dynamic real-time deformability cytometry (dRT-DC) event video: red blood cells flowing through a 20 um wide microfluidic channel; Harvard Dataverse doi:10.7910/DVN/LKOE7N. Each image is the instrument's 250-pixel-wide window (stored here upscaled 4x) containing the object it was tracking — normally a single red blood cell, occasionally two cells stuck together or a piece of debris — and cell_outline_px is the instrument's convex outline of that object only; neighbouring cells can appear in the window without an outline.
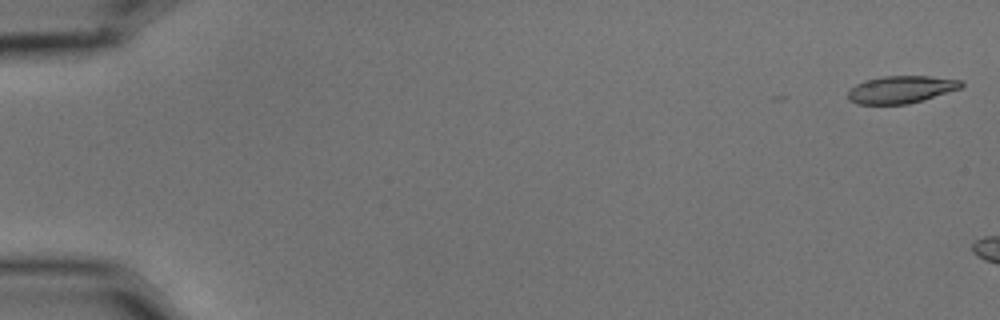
{"species": "common noctule bat (a hibernating species)", "species_latin": "Nyctalus noctula", "temperature_condition": "cold", "stored_images_in_passage": 4, "camera_frame_rate_fps": 3000, "um_per_image_px": 0.085, "animal": {"sex": "male", "body_mass_g": 15.6}, "frame": {"image": 1, "passage_image": 1, "time_ms": 0.0, "image_size_px": [1000, 320], "cell_outline_px": [[964, 84], [960, 88], [924, 100], [908, 104], [856, 104], [848, 100], [848, 92], [856, 84], [864, 80], [884, 76], [928, 76], [964, 80]], "centroid_in_image_um": [76.6, 7.61], "position_along_channel_um": 8.4, "area_um2": 18.15}}